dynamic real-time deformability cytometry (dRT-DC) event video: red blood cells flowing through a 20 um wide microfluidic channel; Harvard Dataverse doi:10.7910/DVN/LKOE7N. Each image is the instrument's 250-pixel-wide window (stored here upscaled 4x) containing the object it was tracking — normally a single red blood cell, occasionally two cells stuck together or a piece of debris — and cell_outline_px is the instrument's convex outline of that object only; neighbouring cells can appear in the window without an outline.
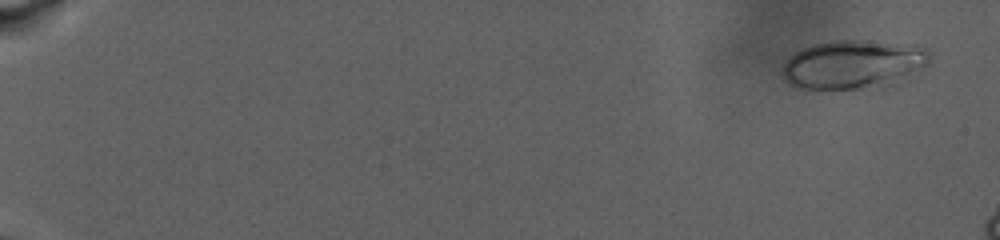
{"species": "human", "species_latin": "Homo sapiens", "temperature_condition": "warm", "stored_images_in_passage": 41, "camera_frame_rate_fps": 3000, "um_per_image_px": 0.085, "donor": {"sex": "male"}, "frame": {"image": 1, "passage_image": 6, "time_ms": 1.333, "image_size_px": [1000, 240], "cell_outline_px": [[932, 52], [928, 64], [904, 84], [884, 92], [796, 88], [784, 80], [784, 64], [796, 52], [812, 44], [832, 40], [864, 40], [920, 44], [928, 48]], "centroid_in_image_um": [72.74, 5.55], "position_along_channel_um": 12.3, "area_um2": 44.74}}